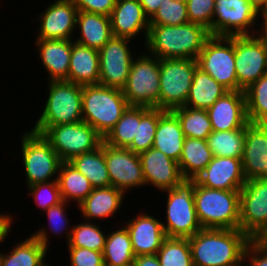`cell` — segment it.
<instances>
[{
  "mask_svg": "<svg viewBox=\"0 0 267 266\" xmlns=\"http://www.w3.org/2000/svg\"><path fill=\"white\" fill-rule=\"evenodd\" d=\"M132 266H161L156 254L140 255L134 258Z\"/></svg>",
  "mask_w": 267,
  "mask_h": 266,
  "instance_id": "50",
  "label": "cell"
},
{
  "mask_svg": "<svg viewBox=\"0 0 267 266\" xmlns=\"http://www.w3.org/2000/svg\"><path fill=\"white\" fill-rule=\"evenodd\" d=\"M186 0H162L149 19L150 25H182L188 23Z\"/></svg>",
  "mask_w": 267,
  "mask_h": 266,
  "instance_id": "42",
  "label": "cell"
},
{
  "mask_svg": "<svg viewBox=\"0 0 267 266\" xmlns=\"http://www.w3.org/2000/svg\"><path fill=\"white\" fill-rule=\"evenodd\" d=\"M228 91L207 72L197 66L185 106L207 110Z\"/></svg>",
  "mask_w": 267,
  "mask_h": 266,
  "instance_id": "30",
  "label": "cell"
},
{
  "mask_svg": "<svg viewBox=\"0 0 267 266\" xmlns=\"http://www.w3.org/2000/svg\"><path fill=\"white\" fill-rule=\"evenodd\" d=\"M83 222L72 226L73 230L67 247L87 248L103 252L107 234H104L100 225L95 223L96 221L83 220Z\"/></svg>",
  "mask_w": 267,
  "mask_h": 266,
  "instance_id": "40",
  "label": "cell"
},
{
  "mask_svg": "<svg viewBox=\"0 0 267 266\" xmlns=\"http://www.w3.org/2000/svg\"><path fill=\"white\" fill-rule=\"evenodd\" d=\"M197 60L198 67L207 72L229 91L238 90L235 69L234 36L211 35Z\"/></svg>",
  "mask_w": 267,
  "mask_h": 266,
  "instance_id": "12",
  "label": "cell"
},
{
  "mask_svg": "<svg viewBox=\"0 0 267 266\" xmlns=\"http://www.w3.org/2000/svg\"><path fill=\"white\" fill-rule=\"evenodd\" d=\"M35 47L49 81H68L72 40L36 39Z\"/></svg>",
  "mask_w": 267,
  "mask_h": 266,
  "instance_id": "25",
  "label": "cell"
},
{
  "mask_svg": "<svg viewBox=\"0 0 267 266\" xmlns=\"http://www.w3.org/2000/svg\"><path fill=\"white\" fill-rule=\"evenodd\" d=\"M57 182L62 201L73 202L77 206L92 192L93 187L88 178L69 162H62Z\"/></svg>",
  "mask_w": 267,
  "mask_h": 266,
  "instance_id": "32",
  "label": "cell"
},
{
  "mask_svg": "<svg viewBox=\"0 0 267 266\" xmlns=\"http://www.w3.org/2000/svg\"><path fill=\"white\" fill-rule=\"evenodd\" d=\"M189 22L204 26L212 35L215 0H186Z\"/></svg>",
  "mask_w": 267,
  "mask_h": 266,
  "instance_id": "44",
  "label": "cell"
},
{
  "mask_svg": "<svg viewBox=\"0 0 267 266\" xmlns=\"http://www.w3.org/2000/svg\"><path fill=\"white\" fill-rule=\"evenodd\" d=\"M258 18L261 19L259 11L249 0H215L212 35L229 37L259 34L263 28L257 27L256 30Z\"/></svg>",
  "mask_w": 267,
  "mask_h": 266,
  "instance_id": "13",
  "label": "cell"
},
{
  "mask_svg": "<svg viewBox=\"0 0 267 266\" xmlns=\"http://www.w3.org/2000/svg\"><path fill=\"white\" fill-rule=\"evenodd\" d=\"M40 266H50V265H48V264H46V262H44L42 265H40Z\"/></svg>",
  "mask_w": 267,
  "mask_h": 266,
  "instance_id": "55",
  "label": "cell"
},
{
  "mask_svg": "<svg viewBox=\"0 0 267 266\" xmlns=\"http://www.w3.org/2000/svg\"><path fill=\"white\" fill-rule=\"evenodd\" d=\"M125 193L113 186L93 188L92 192L78 205L87 221L112 217L123 205Z\"/></svg>",
  "mask_w": 267,
  "mask_h": 266,
  "instance_id": "26",
  "label": "cell"
},
{
  "mask_svg": "<svg viewBox=\"0 0 267 266\" xmlns=\"http://www.w3.org/2000/svg\"><path fill=\"white\" fill-rule=\"evenodd\" d=\"M104 158L111 186L123 191L145 186L139 154L128 148L113 147L104 142Z\"/></svg>",
  "mask_w": 267,
  "mask_h": 266,
  "instance_id": "16",
  "label": "cell"
},
{
  "mask_svg": "<svg viewBox=\"0 0 267 266\" xmlns=\"http://www.w3.org/2000/svg\"><path fill=\"white\" fill-rule=\"evenodd\" d=\"M130 105L122 90L101 84L83 86L82 117L103 138Z\"/></svg>",
  "mask_w": 267,
  "mask_h": 266,
  "instance_id": "4",
  "label": "cell"
},
{
  "mask_svg": "<svg viewBox=\"0 0 267 266\" xmlns=\"http://www.w3.org/2000/svg\"><path fill=\"white\" fill-rule=\"evenodd\" d=\"M75 30H79L75 42L96 50L113 37L110 17L98 13L78 11Z\"/></svg>",
  "mask_w": 267,
  "mask_h": 266,
  "instance_id": "28",
  "label": "cell"
},
{
  "mask_svg": "<svg viewBox=\"0 0 267 266\" xmlns=\"http://www.w3.org/2000/svg\"><path fill=\"white\" fill-rule=\"evenodd\" d=\"M204 187L240 190L246 182L241 158L213 156L207 167L195 178Z\"/></svg>",
  "mask_w": 267,
  "mask_h": 266,
  "instance_id": "19",
  "label": "cell"
},
{
  "mask_svg": "<svg viewBox=\"0 0 267 266\" xmlns=\"http://www.w3.org/2000/svg\"><path fill=\"white\" fill-rule=\"evenodd\" d=\"M266 61H267V29H266Z\"/></svg>",
  "mask_w": 267,
  "mask_h": 266,
  "instance_id": "54",
  "label": "cell"
},
{
  "mask_svg": "<svg viewBox=\"0 0 267 266\" xmlns=\"http://www.w3.org/2000/svg\"><path fill=\"white\" fill-rule=\"evenodd\" d=\"M21 140V156L27 187L57 180L62 161L43 135L32 130L25 131ZM52 177L54 179L50 180Z\"/></svg>",
  "mask_w": 267,
  "mask_h": 266,
  "instance_id": "9",
  "label": "cell"
},
{
  "mask_svg": "<svg viewBox=\"0 0 267 266\" xmlns=\"http://www.w3.org/2000/svg\"><path fill=\"white\" fill-rule=\"evenodd\" d=\"M148 107L129 106L120 120L103 138L113 147L127 148L137 138V122L150 110Z\"/></svg>",
  "mask_w": 267,
  "mask_h": 266,
  "instance_id": "34",
  "label": "cell"
},
{
  "mask_svg": "<svg viewBox=\"0 0 267 266\" xmlns=\"http://www.w3.org/2000/svg\"><path fill=\"white\" fill-rule=\"evenodd\" d=\"M239 229L251 240L267 239V178L247 180L240 189Z\"/></svg>",
  "mask_w": 267,
  "mask_h": 266,
  "instance_id": "11",
  "label": "cell"
},
{
  "mask_svg": "<svg viewBox=\"0 0 267 266\" xmlns=\"http://www.w3.org/2000/svg\"><path fill=\"white\" fill-rule=\"evenodd\" d=\"M130 41L129 38L112 37L99 50V84L120 90L124 88L135 58Z\"/></svg>",
  "mask_w": 267,
  "mask_h": 266,
  "instance_id": "15",
  "label": "cell"
},
{
  "mask_svg": "<svg viewBox=\"0 0 267 266\" xmlns=\"http://www.w3.org/2000/svg\"><path fill=\"white\" fill-rule=\"evenodd\" d=\"M27 189H29V195L33 196L37 207L41 208L43 212L62 202L57 180L37 183L28 186Z\"/></svg>",
  "mask_w": 267,
  "mask_h": 266,
  "instance_id": "43",
  "label": "cell"
},
{
  "mask_svg": "<svg viewBox=\"0 0 267 266\" xmlns=\"http://www.w3.org/2000/svg\"><path fill=\"white\" fill-rule=\"evenodd\" d=\"M42 135L62 162H69L78 155L94 151L103 142V137L84 121L54 125L48 127Z\"/></svg>",
  "mask_w": 267,
  "mask_h": 266,
  "instance_id": "10",
  "label": "cell"
},
{
  "mask_svg": "<svg viewBox=\"0 0 267 266\" xmlns=\"http://www.w3.org/2000/svg\"><path fill=\"white\" fill-rule=\"evenodd\" d=\"M14 216L8 215L6 213H0V245L4 240L9 237V232L11 230V225H13Z\"/></svg>",
  "mask_w": 267,
  "mask_h": 266,
  "instance_id": "49",
  "label": "cell"
},
{
  "mask_svg": "<svg viewBox=\"0 0 267 266\" xmlns=\"http://www.w3.org/2000/svg\"><path fill=\"white\" fill-rule=\"evenodd\" d=\"M156 255L161 266H194L188 238L166 237Z\"/></svg>",
  "mask_w": 267,
  "mask_h": 266,
  "instance_id": "39",
  "label": "cell"
},
{
  "mask_svg": "<svg viewBox=\"0 0 267 266\" xmlns=\"http://www.w3.org/2000/svg\"><path fill=\"white\" fill-rule=\"evenodd\" d=\"M246 261L250 263L247 266H267V239L251 240L248 243L241 259V266H244L243 263Z\"/></svg>",
  "mask_w": 267,
  "mask_h": 266,
  "instance_id": "47",
  "label": "cell"
},
{
  "mask_svg": "<svg viewBox=\"0 0 267 266\" xmlns=\"http://www.w3.org/2000/svg\"><path fill=\"white\" fill-rule=\"evenodd\" d=\"M47 228L41 227L29 235L25 240L18 242L12 250L0 252V266H40L47 257L49 248V234Z\"/></svg>",
  "mask_w": 267,
  "mask_h": 266,
  "instance_id": "24",
  "label": "cell"
},
{
  "mask_svg": "<svg viewBox=\"0 0 267 266\" xmlns=\"http://www.w3.org/2000/svg\"><path fill=\"white\" fill-rule=\"evenodd\" d=\"M162 0H139L145 15L150 19L158 10Z\"/></svg>",
  "mask_w": 267,
  "mask_h": 266,
  "instance_id": "51",
  "label": "cell"
},
{
  "mask_svg": "<svg viewBox=\"0 0 267 266\" xmlns=\"http://www.w3.org/2000/svg\"><path fill=\"white\" fill-rule=\"evenodd\" d=\"M180 121L185 137L207 140L213 131L207 110L178 107L172 110Z\"/></svg>",
  "mask_w": 267,
  "mask_h": 266,
  "instance_id": "37",
  "label": "cell"
},
{
  "mask_svg": "<svg viewBox=\"0 0 267 266\" xmlns=\"http://www.w3.org/2000/svg\"><path fill=\"white\" fill-rule=\"evenodd\" d=\"M258 11L266 4L267 0H249Z\"/></svg>",
  "mask_w": 267,
  "mask_h": 266,
  "instance_id": "53",
  "label": "cell"
},
{
  "mask_svg": "<svg viewBox=\"0 0 267 266\" xmlns=\"http://www.w3.org/2000/svg\"><path fill=\"white\" fill-rule=\"evenodd\" d=\"M162 223L146 213H139L125 223L135 257L154 255L158 252L166 238Z\"/></svg>",
  "mask_w": 267,
  "mask_h": 266,
  "instance_id": "22",
  "label": "cell"
},
{
  "mask_svg": "<svg viewBox=\"0 0 267 266\" xmlns=\"http://www.w3.org/2000/svg\"><path fill=\"white\" fill-rule=\"evenodd\" d=\"M238 91L246 90L267 74L266 29L256 35L234 36Z\"/></svg>",
  "mask_w": 267,
  "mask_h": 266,
  "instance_id": "14",
  "label": "cell"
},
{
  "mask_svg": "<svg viewBox=\"0 0 267 266\" xmlns=\"http://www.w3.org/2000/svg\"><path fill=\"white\" fill-rule=\"evenodd\" d=\"M45 106L32 131L42 134L48 127L83 121V86L66 80L49 81Z\"/></svg>",
  "mask_w": 267,
  "mask_h": 266,
  "instance_id": "5",
  "label": "cell"
},
{
  "mask_svg": "<svg viewBox=\"0 0 267 266\" xmlns=\"http://www.w3.org/2000/svg\"><path fill=\"white\" fill-rule=\"evenodd\" d=\"M188 241L194 266H241L251 239L240 229L202 228Z\"/></svg>",
  "mask_w": 267,
  "mask_h": 266,
  "instance_id": "1",
  "label": "cell"
},
{
  "mask_svg": "<svg viewBox=\"0 0 267 266\" xmlns=\"http://www.w3.org/2000/svg\"><path fill=\"white\" fill-rule=\"evenodd\" d=\"M245 128L230 131H212L207 138L213 156L242 158Z\"/></svg>",
  "mask_w": 267,
  "mask_h": 266,
  "instance_id": "36",
  "label": "cell"
},
{
  "mask_svg": "<svg viewBox=\"0 0 267 266\" xmlns=\"http://www.w3.org/2000/svg\"><path fill=\"white\" fill-rule=\"evenodd\" d=\"M78 11L103 14L110 16L115 7L116 0H71Z\"/></svg>",
  "mask_w": 267,
  "mask_h": 266,
  "instance_id": "48",
  "label": "cell"
},
{
  "mask_svg": "<svg viewBox=\"0 0 267 266\" xmlns=\"http://www.w3.org/2000/svg\"><path fill=\"white\" fill-rule=\"evenodd\" d=\"M145 185L163 192L172 189L184 178L175 160L152 147L139 154Z\"/></svg>",
  "mask_w": 267,
  "mask_h": 266,
  "instance_id": "18",
  "label": "cell"
},
{
  "mask_svg": "<svg viewBox=\"0 0 267 266\" xmlns=\"http://www.w3.org/2000/svg\"><path fill=\"white\" fill-rule=\"evenodd\" d=\"M244 176L247 180L267 178V125L249 123L245 127L242 155Z\"/></svg>",
  "mask_w": 267,
  "mask_h": 266,
  "instance_id": "21",
  "label": "cell"
},
{
  "mask_svg": "<svg viewBox=\"0 0 267 266\" xmlns=\"http://www.w3.org/2000/svg\"><path fill=\"white\" fill-rule=\"evenodd\" d=\"M134 258L130 236L124 225L107 234L103 250L105 266H132Z\"/></svg>",
  "mask_w": 267,
  "mask_h": 266,
  "instance_id": "35",
  "label": "cell"
},
{
  "mask_svg": "<svg viewBox=\"0 0 267 266\" xmlns=\"http://www.w3.org/2000/svg\"><path fill=\"white\" fill-rule=\"evenodd\" d=\"M207 112L213 131H230L249 124L244 91H228Z\"/></svg>",
  "mask_w": 267,
  "mask_h": 266,
  "instance_id": "20",
  "label": "cell"
},
{
  "mask_svg": "<svg viewBox=\"0 0 267 266\" xmlns=\"http://www.w3.org/2000/svg\"><path fill=\"white\" fill-rule=\"evenodd\" d=\"M141 54L133 59L122 92L130 106L159 108V58Z\"/></svg>",
  "mask_w": 267,
  "mask_h": 266,
  "instance_id": "7",
  "label": "cell"
},
{
  "mask_svg": "<svg viewBox=\"0 0 267 266\" xmlns=\"http://www.w3.org/2000/svg\"><path fill=\"white\" fill-rule=\"evenodd\" d=\"M165 112L159 108H151L140 122H137V138H134L127 148L136 154L152 148L158 120Z\"/></svg>",
  "mask_w": 267,
  "mask_h": 266,
  "instance_id": "41",
  "label": "cell"
},
{
  "mask_svg": "<svg viewBox=\"0 0 267 266\" xmlns=\"http://www.w3.org/2000/svg\"><path fill=\"white\" fill-rule=\"evenodd\" d=\"M210 36L209 31L197 23L150 25L145 52L159 59H197Z\"/></svg>",
  "mask_w": 267,
  "mask_h": 266,
  "instance_id": "2",
  "label": "cell"
},
{
  "mask_svg": "<svg viewBox=\"0 0 267 266\" xmlns=\"http://www.w3.org/2000/svg\"><path fill=\"white\" fill-rule=\"evenodd\" d=\"M78 8L71 0H56L39 14V33L36 39L73 40L77 33L76 19ZM74 31V32H73Z\"/></svg>",
  "mask_w": 267,
  "mask_h": 266,
  "instance_id": "17",
  "label": "cell"
},
{
  "mask_svg": "<svg viewBox=\"0 0 267 266\" xmlns=\"http://www.w3.org/2000/svg\"><path fill=\"white\" fill-rule=\"evenodd\" d=\"M70 266H105L103 252L87 248L68 247Z\"/></svg>",
  "mask_w": 267,
  "mask_h": 266,
  "instance_id": "46",
  "label": "cell"
},
{
  "mask_svg": "<svg viewBox=\"0 0 267 266\" xmlns=\"http://www.w3.org/2000/svg\"><path fill=\"white\" fill-rule=\"evenodd\" d=\"M212 159L213 154L207 140L186 137L178 162L182 177L195 179Z\"/></svg>",
  "mask_w": 267,
  "mask_h": 266,
  "instance_id": "31",
  "label": "cell"
},
{
  "mask_svg": "<svg viewBox=\"0 0 267 266\" xmlns=\"http://www.w3.org/2000/svg\"><path fill=\"white\" fill-rule=\"evenodd\" d=\"M68 81L81 86L99 84V50L72 40Z\"/></svg>",
  "mask_w": 267,
  "mask_h": 266,
  "instance_id": "27",
  "label": "cell"
},
{
  "mask_svg": "<svg viewBox=\"0 0 267 266\" xmlns=\"http://www.w3.org/2000/svg\"><path fill=\"white\" fill-rule=\"evenodd\" d=\"M185 138L177 116L166 111L158 120L153 147L179 162Z\"/></svg>",
  "mask_w": 267,
  "mask_h": 266,
  "instance_id": "29",
  "label": "cell"
},
{
  "mask_svg": "<svg viewBox=\"0 0 267 266\" xmlns=\"http://www.w3.org/2000/svg\"><path fill=\"white\" fill-rule=\"evenodd\" d=\"M68 202L62 201L56 206L49 207L44 213L47 215V219L50 223L49 225V231L51 230L52 234L54 235H62L65 233V237L67 238V244L69 243L71 233L73 230V227L70 228L68 226L69 219L66 215ZM66 207V209H65ZM69 229H68V228ZM66 229V230H65ZM70 230V231H69Z\"/></svg>",
  "mask_w": 267,
  "mask_h": 266,
  "instance_id": "45",
  "label": "cell"
},
{
  "mask_svg": "<svg viewBox=\"0 0 267 266\" xmlns=\"http://www.w3.org/2000/svg\"><path fill=\"white\" fill-rule=\"evenodd\" d=\"M69 163L88 178L93 188L111 186L104 158V141L94 151L78 155Z\"/></svg>",
  "mask_w": 267,
  "mask_h": 266,
  "instance_id": "33",
  "label": "cell"
},
{
  "mask_svg": "<svg viewBox=\"0 0 267 266\" xmlns=\"http://www.w3.org/2000/svg\"><path fill=\"white\" fill-rule=\"evenodd\" d=\"M244 93L249 123L267 125V74L250 85Z\"/></svg>",
  "mask_w": 267,
  "mask_h": 266,
  "instance_id": "38",
  "label": "cell"
},
{
  "mask_svg": "<svg viewBox=\"0 0 267 266\" xmlns=\"http://www.w3.org/2000/svg\"><path fill=\"white\" fill-rule=\"evenodd\" d=\"M109 17L113 37L135 40L143 32L146 42L150 24L139 0H116Z\"/></svg>",
  "mask_w": 267,
  "mask_h": 266,
  "instance_id": "23",
  "label": "cell"
},
{
  "mask_svg": "<svg viewBox=\"0 0 267 266\" xmlns=\"http://www.w3.org/2000/svg\"><path fill=\"white\" fill-rule=\"evenodd\" d=\"M195 179H183L167 193L166 223L163 229L166 237L189 238L202 229L194 204Z\"/></svg>",
  "mask_w": 267,
  "mask_h": 266,
  "instance_id": "6",
  "label": "cell"
},
{
  "mask_svg": "<svg viewBox=\"0 0 267 266\" xmlns=\"http://www.w3.org/2000/svg\"><path fill=\"white\" fill-rule=\"evenodd\" d=\"M194 204L202 228L239 229L240 190L211 189L195 180Z\"/></svg>",
  "mask_w": 267,
  "mask_h": 266,
  "instance_id": "3",
  "label": "cell"
},
{
  "mask_svg": "<svg viewBox=\"0 0 267 266\" xmlns=\"http://www.w3.org/2000/svg\"><path fill=\"white\" fill-rule=\"evenodd\" d=\"M197 66V60L191 58L159 59V109L185 106Z\"/></svg>",
  "mask_w": 267,
  "mask_h": 266,
  "instance_id": "8",
  "label": "cell"
},
{
  "mask_svg": "<svg viewBox=\"0 0 267 266\" xmlns=\"http://www.w3.org/2000/svg\"><path fill=\"white\" fill-rule=\"evenodd\" d=\"M259 17L262 18L261 20V26L258 25L259 27L263 29H267V2L266 4L259 10Z\"/></svg>",
  "mask_w": 267,
  "mask_h": 266,
  "instance_id": "52",
  "label": "cell"
}]
</instances>
